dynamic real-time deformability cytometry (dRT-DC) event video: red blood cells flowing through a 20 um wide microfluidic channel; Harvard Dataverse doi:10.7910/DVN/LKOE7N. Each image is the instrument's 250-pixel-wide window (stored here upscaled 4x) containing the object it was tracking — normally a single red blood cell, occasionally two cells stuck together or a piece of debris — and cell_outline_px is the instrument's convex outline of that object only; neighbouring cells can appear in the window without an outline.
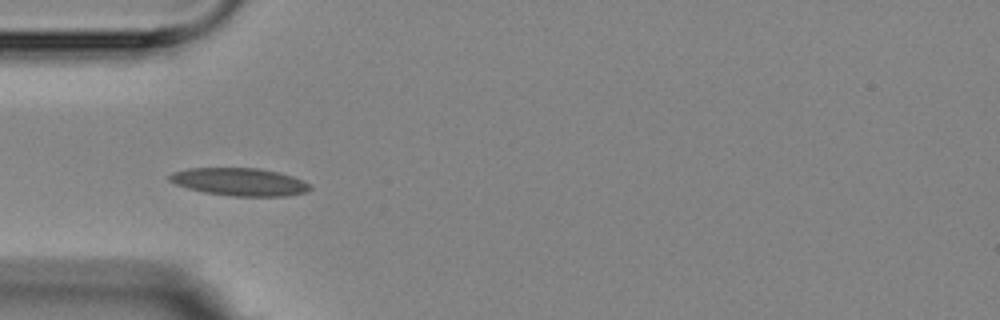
{"species": "Egyptian fruit bat (a non-hibernating species)", "species_latin": "Rousettus aegyptiacus", "temperature_condition": "room temperature", "stored_images_in_passage": 4, "camera_frame_rate_fps": 3000, "um_per_image_px": 0.085, "animal": {"sex": "female"}, "frame": {"image": 1, "passage_image": 4, "time_ms": 4.333, "image_size_px": [1000, 320], "cell_outline_px": [[312, 188], [308, 192], [284, 196], [232, 196], [204, 192], [188, 188], [176, 184], [168, 180], [168, 176], [172, 172], [188, 168], [256, 168], [276, 172], [292, 176], [304, 180]], "centroid_in_image_um": [20.35, 15.46], "position_along_channel_um": 64.6, "area_um2": 22.66}}